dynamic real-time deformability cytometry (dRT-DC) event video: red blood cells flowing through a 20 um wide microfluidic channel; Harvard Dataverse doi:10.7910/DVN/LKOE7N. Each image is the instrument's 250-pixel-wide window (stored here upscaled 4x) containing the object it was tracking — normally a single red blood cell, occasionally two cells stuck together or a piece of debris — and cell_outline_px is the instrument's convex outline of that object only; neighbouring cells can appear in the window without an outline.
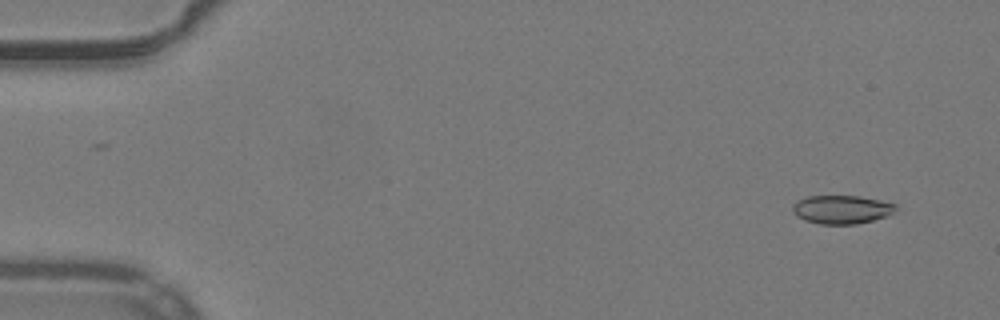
{"species": "common noctule bat (a hibernating species)", "species_latin": "Nyctalus noctula", "temperature_condition": "warm", "stored_images_in_passage": 20, "camera_frame_rate_fps": 3000, "um_per_image_px": 0.085, "animal": {"sex": "male", "body_mass_g": 19.2, "forearm_length_mm": 51.8}, "frame": {"image": 1, "passage_image": 4, "time_ms": 1.0, "image_size_px": [1000, 320], "cell_outline_px": [[896, 208], [888, 216], [856, 224], [820, 224], [804, 220], [796, 216], [792, 212], [792, 204], [796, 200], [808, 196], [860, 196], [880, 200], [896, 204]], "centroid_in_image_um": [71.49, 17.8], "position_along_channel_um": 13.5, "area_um2": 17.22}}
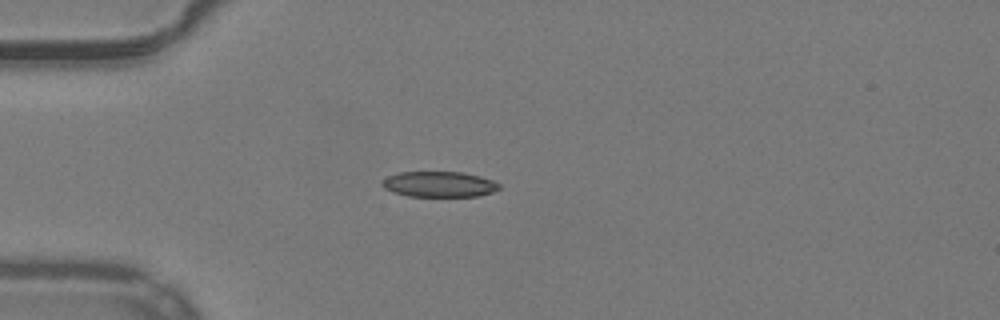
{"frame": {"image": 2, "passage_image": 15, "time_ms": 4.667, "image_size_px": [1000, 320], "cell_outline_px": [[500, 188], [492, 192], [476, 196], [408, 196], [392, 192], [384, 188], [380, 184], [388, 176], [396, 172], [460, 172], [480, 176], [492, 180], [500, 184]], "centroid_in_image_um": [37.3, 15.66], "position_along_channel_um": 47.7, "area_um2": 17.4}}
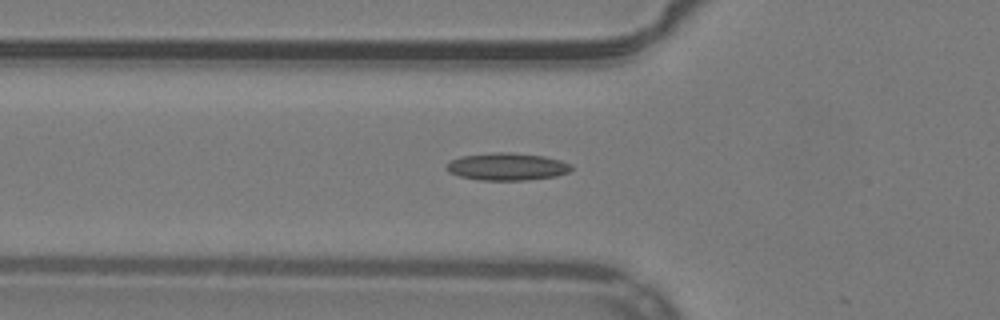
{"frame": {"image": 3, "passage_image": 19, "time_ms": 6.0, "image_size_px": [1000, 320], "cell_outline_px": [[572, 168], [568, 172], [556, 176], [524, 180], [480, 180], [460, 176], [448, 172], [444, 168], [452, 160], [460, 156], [492, 152], [512, 152], [544, 156], [560, 160], [572, 164]], "centroid_in_image_um": [43.09, 14.15], "position_along_channel_um": 82.7, "area_um2": 20.0}}